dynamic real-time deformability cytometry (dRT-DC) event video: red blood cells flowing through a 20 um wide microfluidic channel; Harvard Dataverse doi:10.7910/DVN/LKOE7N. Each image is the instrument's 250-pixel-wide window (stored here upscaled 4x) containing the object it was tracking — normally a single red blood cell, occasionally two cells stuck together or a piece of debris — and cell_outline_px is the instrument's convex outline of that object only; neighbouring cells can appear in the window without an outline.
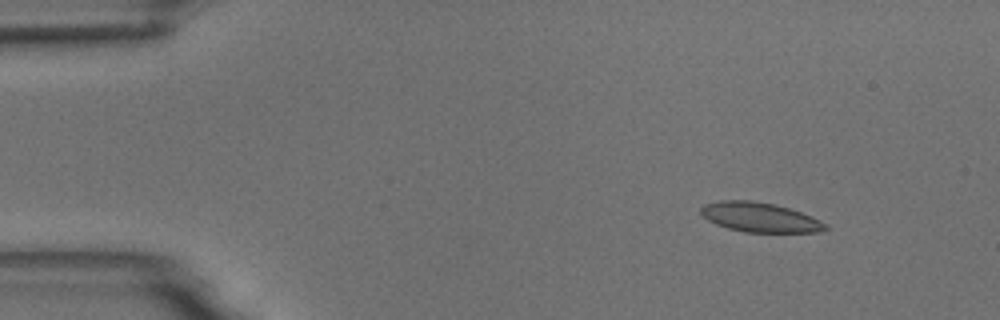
{"species": "common noctule bat (a hibernating species)", "species_latin": "Nyctalus noctula", "temperature_condition": "room temperature", "stored_images_in_passage": 55, "camera_frame_rate_fps": 3000, "um_per_image_px": 0.085, "animal": {"sex": "male", "body_mass_g": 18.8}, "frame": {"image": 1, "passage_image": 6, "time_ms": 1.667, "image_size_px": [1000, 320], "cell_outline_px": [[828, 228], [820, 232], [744, 232], [728, 228], [716, 224], [708, 220], [700, 212], [700, 208], [704, 204], [720, 200], [752, 200], [776, 204], [800, 212], [820, 220], [828, 224]], "centroid_in_image_um": [64.58, 18.46], "position_along_channel_um": 20.4, "area_um2": 21.5}}
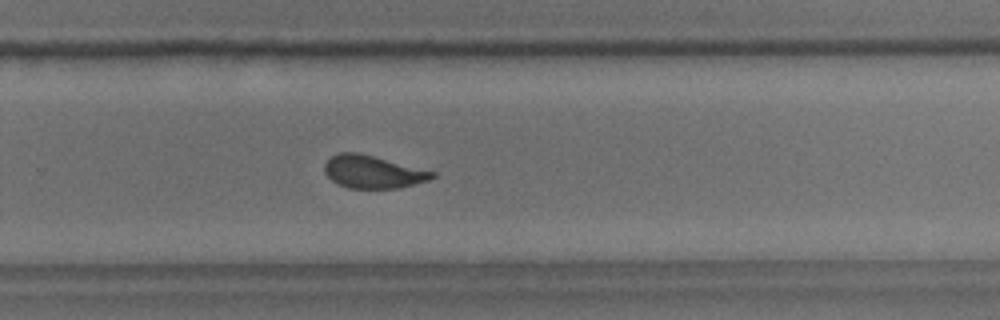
{"frame": {"image": 2, "passage_image": 36, "time_ms": 11.667, "image_size_px": [1000, 320], "cell_outline_px": [[436, 176], [428, 180], [400, 188], [348, 188], [336, 184], [324, 172], [324, 164], [336, 152], [360, 152], [436, 172]], "centroid_in_image_um": [31.68, 14.6], "position_along_channel_um": 298.1, "area_um2": 20.69}}
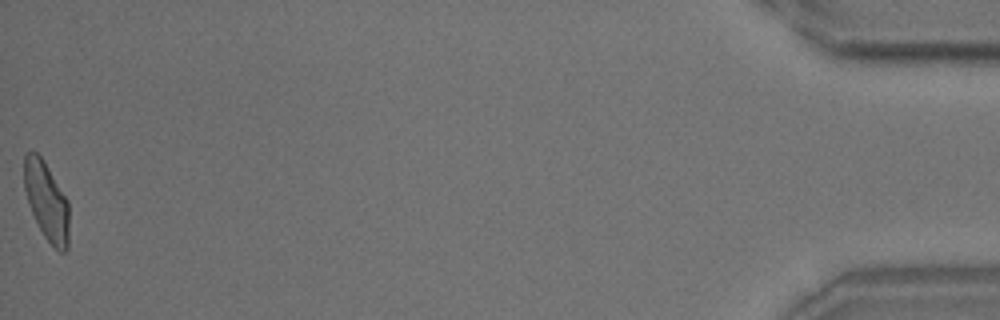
{"frame": {"image": 3, "passage_image": 55, "time_ms": 18.0, "image_size_px": [1000, 320], "cell_outline_px": [[68, 248], [64, 252], [60, 252], [44, 236], [28, 204], [24, 188], [24, 152], [36, 152], [44, 160], [68, 200]], "centroid_in_image_um": [3.95, 17.06], "position_along_channel_um": 431.3, "area_um2": 20.4}, "authors_computed_cell_mechanics": {"area_um2": 21.386, "velocity_mm_per_s": 3.6461, "shape_relaxation_time_tau1_ms": 4.4514, "shape_relaxation_time_tau2_ms": 1.0353, "deformation_change_tau1": 0.1334, "deformation_change_tau2": 0.0744}}